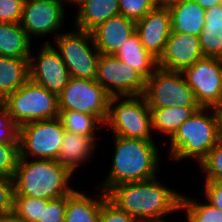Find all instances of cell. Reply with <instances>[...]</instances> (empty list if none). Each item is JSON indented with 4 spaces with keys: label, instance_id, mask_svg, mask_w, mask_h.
Segmentation results:
<instances>
[{
    "label": "cell",
    "instance_id": "b9f144b4",
    "mask_svg": "<svg viewBox=\"0 0 222 222\" xmlns=\"http://www.w3.org/2000/svg\"><path fill=\"white\" fill-rule=\"evenodd\" d=\"M62 2H64L66 4L67 3H73L75 4L77 7L85 0H61Z\"/></svg>",
    "mask_w": 222,
    "mask_h": 222
},
{
    "label": "cell",
    "instance_id": "7402d4cb",
    "mask_svg": "<svg viewBox=\"0 0 222 222\" xmlns=\"http://www.w3.org/2000/svg\"><path fill=\"white\" fill-rule=\"evenodd\" d=\"M115 55L138 71L146 80L158 68V60L144 48L136 32L124 42Z\"/></svg>",
    "mask_w": 222,
    "mask_h": 222
},
{
    "label": "cell",
    "instance_id": "9c48e42d",
    "mask_svg": "<svg viewBox=\"0 0 222 222\" xmlns=\"http://www.w3.org/2000/svg\"><path fill=\"white\" fill-rule=\"evenodd\" d=\"M64 131L59 117L23 124L19 127V158L57 160Z\"/></svg>",
    "mask_w": 222,
    "mask_h": 222
},
{
    "label": "cell",
    "instance_id": "2e32d148",
    "mask_svg": "<svg viewBox=\"0 0 222 222\" xmlns=\"http://www.w3.org/2000/svg\"><path fill=\"white\" fill-rule=\"evenodd\" d=\"M172 32L168 8L156 7L136 21V33L144 48L157 60L163 55Z\"/></svg>",
    "mask_w": 222,
    "mask_h": 222
},
{
    "label": "cell",
    "instance_id": "4dcf8cb0",
    "mask_svg": "<svg viewBox=\"0 0 222 222\" xmlns=\"http://www.w3.org/2000/svg\"><path fill=\"white\" fill-rule=\"evenodd\" d=\"M19 159V143H0V176L13 178Z\"/></svg>",
    "mask_w": 222,
    "mask_h": 222
},
{
    "label": "cell",
    "instance_id": "74e56055",
    "mask_svg": "<svg viewBox=\"0 0 222 222\" xmlns=\"http://www.w3.org/2000/svg\"><path fill=\"white\" fill-rule=\"evenodd\" d=\"M204 191L206 201L222 210V180H206Z\"/></svg>",
    "mask_w": 222,
    "mask_h": 222
},
{
    "label": "cell",
    "instance_id": "ac0fdd59",
    "mask_svg": "<svg viewBox=\"0 0 222 222\" xmlns=\"http://www.w3.org/2000/svg\"><path fill=\"white\" fill-rule=\"evenodd\" d=\"M96 140L97 137H88L65 130L57 161L75 172L77 167L83 163L86 164V161L95 153Z\"/></svg>",
    "mask_w": 222,
    "mask_h": 222
},
{
    "label": "cell",
    "instance_id": "f1b7e54d",
    "mask_svg": "<svg viewBox=\"0 0 222 222\" xmlns=\"http://www.w3.org/2000/svg\"><path fill=\"white\" fill-rule=\"evenodd\" d=\"M13 213L25 222H39L42 199L14 195Z\"/></svg>",
    "mask_w": 222,
    "mask_h": 222
},
{
    "label": "cell",
    "instance_id": "83f0119b",
    "mask_svg": "<svg viewBox=\"0 0 222 222\" xmlns=\"http://www.w3.org/2000/svg\"><path fill=\"white\" fill-rule=\"evenodd\" d=\"M180 210L186 213L188 222H222V210L208 201L200 204L185 194L181 195Z\"/></svg>",
    "mask_w": 222,
    "mask_h": 222
},
{
    "label": "cell",
    "instance_id": "5b68a950",
    "mask_svg": "<svg viewBox=\"0 0 222 222\" xmlns=\"http://www.w3.org/2000/svg\"><path fill=\"white\" fill-rule=\"evenodd\" d=\"M0 104L18 127L28 122L57 118L60 112L58 95L30 78Z\"/></svg>",
    "mask_w": 222,
    "mask_h": 222
},
{
    "label": "cell",
    "instance_id": "4fadbf2b",
    "mask_svg": "<svg viewBox=\"0 0 222 222\" xmlns=\"http://www.w3.org/2000/svg\"><path fill=\"white\" fill-rule=\"evenodd\" d=\"M43 44L36 58L31 53L29 78L59 96L71 76L56 47L52 46L49 41Z\"/></svg>",
    "mask_w": 222,
    "mask_h": 222
},
{
    "label": "cell",
    "instance_id": "7c38bea8",
    "mask_svg": "<svg viewBox=\"0 0 222 222\" xmlns=\"http://www.w3.org/2000/svg\"><path fill=\"white\" fill-rule=\"evenodd\" d=\"M181 73L201 107H218L222 98L221 58L203 57Z\"/></svg>",
    "mask_w": 222,
    "mask_h": 222
},
{
    "label": "cell",
    "instance_id": "d6a6232c",
    "mask_svg": "<svg viewBox=\"0 0 222 222\" xmlns=\"http://www.w3.org/2000/svg\"><path fill=\"white\" fill-rule=\"evenodd\" d=\"M66 213V196L47 200L42 199V213L39 222H64Z\"/></svg>",
    "mask_w": 222,
    "mask_h": 222
},
{
    "label": "cell",
    "instance_id": "ba28073f",
    "mask_svg": "<svg viewBox=\"0 0 222 222\" xmlns=\"http://www.w3.org/2000/svg\"><path fill=\"white\" fill-rule=\"evenodd\" d=\"M150 109L177 107H201L194 91L186 83L181 72L157 68L146 80L143 94Z\"/></svg>",
    "mask_w": 222,
    "mask_h": 222
},
{
    "label": "cell",
    "instance_id": "30bf717a",
    "mask_svg": "<svg viewBox=\"0 0 222 222\" xmlns=\"http://www.w3.org/2000/svg\"><path fill=\"white\" fill-rule=\"evenodd\" d=\"M111 96L95 79L70 78L58 96L59 111L72 110L96 116L103 124Z\"/></svg>",
    "mask_w": 222,
    "mask_h": 222
},
{
    "label": "cell",
    "instance_id": "44dd1931",
    "mask_svg": "<svg viewBox=\"0 0 222 222\" xmlns=\"http://www.w3.org/2000/svg\"><path fill=\"white\" fill-rule=\"evenodd\" d=\"M77 8L74 27L90 32L100 23L120 15L118 0H85Z\"/></svg>",
    "mask_w": 222,
    "mask_h": 222
},
{
    "label": "cell",
    "instance_id": "52a82bcc",
    "mask_svg": "<svg viewBox=\"0 0 222 222\" xmlns=\"http://www.w3.org/2000/svg\"><path fill=\"white\" fill-rule=\"evenodd\" d=\"M54 41L72 78L96 79L100 53L90 31L75 28L60 33Z\"/></svg>",
    "mask_w": 222,
    "mask_h": 222
},
{
    "label": "cell",
    "instance_id": "3957f363",
    "mask_svg": "<svg viewBox=\"0 0 222 222\" xmlns=\"http://www.w3.org/2000/svg\"><path fill=\"white\" fill-rule=\"evenodd\" d=\"M74 174L53 159L19 158L14 174V195L53 200L68 196L75 189L69 186Z\"/></svg>",
    "mask_w": 222,
    "mask_h": 222
},
{
    "label": "cell",
    "instance_id": "603a6c76",
    "mask_svg": "<svg viewBox=\"0 0 222 222\" xmlns=\"http://www.w3.org/2000/svg\"><path fill=\"white\" fill-rule=\"evenodd\" d=\"M199 40L204 57L222 59V4L205 11V25Z\"/></svg>",
    "mask_w": 222,
    "mask_h": 222
},
{
    "label": "cell",
    "instance_id": "8d00e7d4",
    "mask_svg": "<svg viewBox=\"0 0 222 222\" xmlns=\"http://www.w3.org/2000/svg\"><path fill=\"white\" fill-rule=\"evenodd\" d=\"M14 179L0 176V216L13 212Z\"/></svg>",
    "mask_w": 222,
    "mask_h": 222
},
{
    "label": "cell",
    "instance_id": "e0dca14e",
    "mask_svg": "<svg viewBox=\"0 0 222 222\" xmlns=\"http://www.w3.org/2000/svg\"><path fill=\"white\" fill-rule=\"evenodd\" d=\"M135 32L136 21L123 15L111 17L91 31L98 52L104 55H114Z\"/></svg>",
    "mask_w": 222,
    "mask_h": 222
},
{
    "label": "cell",
    "instance_id": "d590c367",
    "mask_svg": "<svg viewBox=\"0 0 222 222\" xmlns=\"http://www.w3.org/2000/svg\"><path fill=\"white\" fill-rule=\"evenodd\" d=\"M25 0H0V22L20 23Z\"/></svg>",
    "mask_w": 222,
    "mask_h": 222
},
{
    "label": "cell",
    "instance_id": "484cf974",
    "mask_svg": "<svg viewBox=\"0 0 222 222\" xmlns=\"http://www.w3.org/2000/svg\"><path fill=\"white\" fill-rule=\"evenodd\" d=\"M202 107H177L150 109L152 130L168 135L169 139L178 128Z\"/></svg>",
    "mask_w": 222,
    "mask_h": 222
},
{
    "label": "cell",
    "instance_id": "7a4b0ae2",
    "mask_svg": "<svg viewBox=\"0 0 222 222\" xmlns=\"http://www.w3.org/2000/svg\"><path fill=\"white\" fill-rule=\"evenodd\" d=\"M115 152L108 176L102 183V190L107 193L116 185L145 181L156 177L161 156L155 142L142 139L112 136Z\"/></svg>",
    "mask_w": 222,
    "mask_h": 222
},
{
    "label": "cell",
    "instance_id": "f35d334b",
    "mask_svg": "<svg viewBox=\"0 0 222 222\" xmlns=\"http://www.w3.org/2000/svg\"><path fill=\"white\" fill-rule=\"evenodd\" d=\"M199 4L203 9L207 10L213 6L222 4V0H192Z\"/></svg>",
    "mask_w": 222,
    "mask_h": 222
},
{
    "label": "cell",
    "instance_id": "9a60e30c",
    "mask_svg": "<svg viewBox=\"0 0 222 222\" xmlns=\"http://www.w3.org/2000/svg\"><path fill=\"white\" fill-rule=\"evenodd\" d=\"M199 36L171 32L158 67L168 71L182 72L203 58Z\"/></svg>",
    "mask_w": 222,
    "mask_h": 222
},
{
    "label": "cell",
    "instance_id": "8fae6325",
    "mask_svg": "<svg viewBox=\"0 0 222 222\" xmlns=\"http://www.w3.org/2000/svg\"><path fill=\"white\" fill-rule=\"evenodd\" d=\"M95 80L111 97L143 95L146 88V79L115 54L99 55Z\"/></svg>",
    "mask_w": 222,
    "mask_h": 222
},
{
    "label": "cell",
    "instance_id": "1f68e13d",
    "mask_svg": "<svg viewBox=\"0 0 222 222\" xmlns=\"http://www.w3.org/2000/svg\"><path fill=\"white\" fill-rule=\"evenodd\" d=\"M120 15L138 21L156 8L152 0H118Z\"/></svg>",
    "mask_w": 222,
    "mask_h": 222
},
{
    "label": "cell",
    "instance_id": "836d02e7",
    "mask_svg": "<svg viewBox=\"0 0 222 222\" xmlns=\"http://www.w3.org/2000/svg\"><path fill=\"white\" fill-rule=\"evenodd\" d=\"M19 127L0 104V143H19Z\"/></svg>",
    "mask_w": 222,
    "mask_h": 222
},
{
    "label": "cell",
    "instance_id": "f546056e",
    "mask_svg": "<svg viewBox=\"0 0 222 222\" xmlns=\"http://www.w3.org/2000/svg\"><path fill=\"white\" fill-rule=\"evenodd\" d=\"M206 180H222V140L214 146L199 164Z\"/></svg>",
    "mask_w": 222,
    "mask_h": 222
},
{
    "label": "cell",
    "instance_id": "d6986e66",
    "mask_svg": "<svg viewBox=\"0 0 222 222\" xmlns=\"http://www.w3.org/2000/svg\"><path fill=\"white\" fill-rule=\"evenodd\" d=\"M97 197L85 195L74 190L66 196V213L64 222H101V206L107 198L102 190Z\"/></svg>",
    "mask_w": 222,
    "mask_h": 222
},
{
    "label": "cell",
    "instance_id": "e575fe53",
    "mask_svg": "<svg viewBox=\"0 0 222 222\" xmlns=\"http://www.w3.org/2000/svg\"><path fill=\"white\" fill-rule=\"evenodd\" d=\"M100 217L101 222H142L118 208L108 198L102 203Z\"/></svg>",
    "mask_w": 222,
    "mask_h": 222
},
{
    "label": "cell",
    "instance_id": "7bdbcfd3",
    "mask_svg": "<svg viewBox=\"0 0 222 222\" xmlns=\"http://www.w3.org/2000/svg\"><path fill=\"white\" fill-rule=\"evenodd\" d=\"M220 118V139L222 140V110H217Z\"/></svg>",
    "mask_w": 222,
    "mask_h": 222
},
{
    "label": "cell",
    "instance_id": "ee69618b",
    "mask_svg": "<svg viewBox=\"0 0 222 222\" xmlns=\"http://www.w3.org/2000/svg\"><path fill=\"white\" fill-rule=\"evenodd\" d=\"M216 110H222V98H221L220 104L218 105V107L216 108Z\"/></svg>",
    "mask_w": 222,
    "mask_h": 222
},
{
    "label": "cell",
    "instance_id": "60d3db41",
    "mask_svg": "<svg viewBox=\"0 0 222 222\" xmlns=\"http://www.w3.org/2000/svg\"><path fill=\"white\" fill-rule=\"evenodd\" d=\"M0 222H25V221L20 219L17 215H15L12 212L10 214L0 216Z\"/></svg>",
    "mask_w": 222,
    "mask_h": 222
},
{
    "label": "cell",
    "instance_id": "8992f818",
    "mask_svg": "<svg viewBox=\"0 0 222 222\" xmlns=\"http://www.w3.org/2000/svg\"><path fill=\"white\" fill-rule=\"evenodd\" d=\"M104 125L109 126L113 136L154 141L151 112L143 95L111 97Z\"/></svg>",
    "mask_w": 222,
    "mask_h": 222
},
{
    "label": "cell",
    "instance_id": "4316f807",
    "mask_svg": "<svg viewBox=\"0 0 222 222\" xmlns=\"http://www.w3.org/2000/svg\"><path fill=\"white\" fill-rule=\"evenodd\" d=\"M59 118L64 130L88 137H96V129L104 127L96 116L77 111H60Z\"/></svg>",
    "mask_w": 222,
    "mask_h": 222
},
{
    "label": "cell",
    "instance_id": "6da1fadb",
    "mask_svg": "<svg viewBox=\"0 0 222 222\" xmlns=\"http://www.w3.org/2000/svg\"><path fill=\"white\" fill-rule=\"evenodd\" d=\"M106 194L118 208L142 222H161L166 215L180 211L182 195L161 184L157 176L116 185Z\"/></svg>",
    "mask_w": 222,
    "mask_h": 222
},
{
    "label": "cell",
    "instance_id": "cb8c5ba5",
    "mask_svg": "<svg viewBox=\"0 0 222 222\" xmlns=\"http://www.w3.org/2000/svg\"><path fill=\"white\" fill-rule=\"evenodd\" d=\"M30 40L19 23L0 22V56L30 58Z\"/></svg>",
    "mask_w": 222,
    "mask_h": 222
},
{
    "label": "cell",
    "instance_id": "ffe728a7",
    "mask_svg": "<svg viewBox=\"0 0 222 222\" xmlns=\"http://www.w3.org/2000/svg\"><path fill=\"white\" fill-rule=\"evenodd\" d=\"M168 9L172 32L199 36L205 25V9L192 0H180Z\"/></svg>",
    "mask_w": 222,
    "mask_h": 222
},
{
    "label": "cell",
    "instance_id": "ab89813d",
    "mask_svg": "<svg viewBox=\"0 0 222 222\" xmlns=\"http://www.w3.org/2000/svg\"><path fill=\"white\" fill-rule=\"evenodd\" d=\"M156 7L169 8L180 0H152Z\"/></svg>",
    "mask_w": 222,
    "mask_h": 222
},
{
    "label": "cell",
    "instance_id": "5bb4252c",
    "mask_svg": "<svg viewBox=\"0 0 222 222\" xmlns=\"http://www.w3.org/2000/svg\"><path fill=\"white\" fill-rule=\"evenodd\" d=\"M63 5L61 0H25L19 24L30 39L52 33L56 38L64 22Z\"/></svg>",
    "mask_w": 222,
    "mask_h": 222
},
{
    "label": "cell",
    "instance_id": "277c9868",
    "mask_svg": "<svg viewBox=\"0 0 222 222\" xmlns=\"http://www.w3.org/2000/svg\"><path fill=\"white\" fill-rule=\"evenodd\" d=\"M208 109L212 113L206 114ZM219 140L220 118L216 108L202 107L188 118L168 140L169 156L174 161L192 158L199 165Z\"/></svg>",
    "mask_w": 222,
    "mask_h": 222
},
{
    "label": "cell",
    "instance_id": "d4e9b609",
    "mask_svg": "<svg viewBox=\"0 0 222 222\" xmlns=\"http://www.w3.org/2000/svg\"><path fill=\"white\" fill-rule=\"evenodd\" d=\"M29 59L0 56V102L29 79Z\"/></svg>",
    "mask_w": 222,
    "mask_h": 222
}]
</instances>
